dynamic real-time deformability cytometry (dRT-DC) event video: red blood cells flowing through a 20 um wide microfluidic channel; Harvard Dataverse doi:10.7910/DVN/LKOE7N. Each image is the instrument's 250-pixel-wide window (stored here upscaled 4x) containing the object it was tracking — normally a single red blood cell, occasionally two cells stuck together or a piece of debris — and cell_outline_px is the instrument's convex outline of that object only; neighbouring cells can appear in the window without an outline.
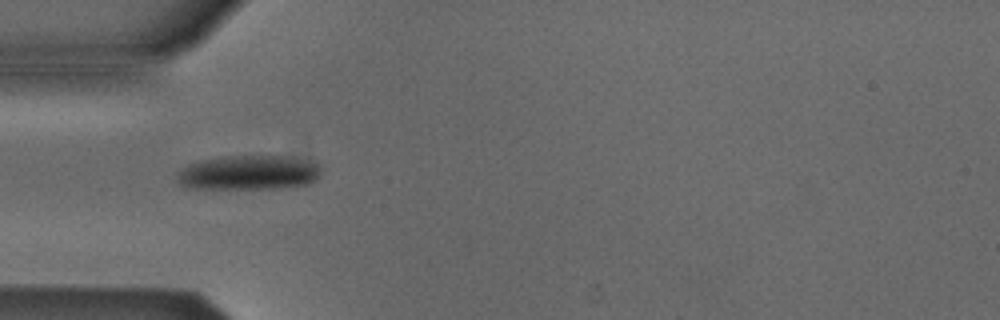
{"species": "Egyptian fruit bat (a non-hibernating species)", "species_latin": "Rousettus aegyptiacus", "temperature_condition": "cold", "stored_images_in_passage": 37, "camera_frame_rate_fps": 3000, "um_per_image_px": 0.085, "animal": {"sex": "male"}, "frame": {"image": 1, "passage_image": 1, "time_ms": 0.0, "image_size_px": [1000, 320], "cell_outline_px": [[320, 176], [308, 184], [276, 188], [184, 188], [176, 180], [176, 172], [188, 164], [220, 156], [280, 156], [320, 164]], "centroid_in_image_um": [21.06, 14.68], "position_along_channel_um": 63.9, "area_um2": 28.78}}
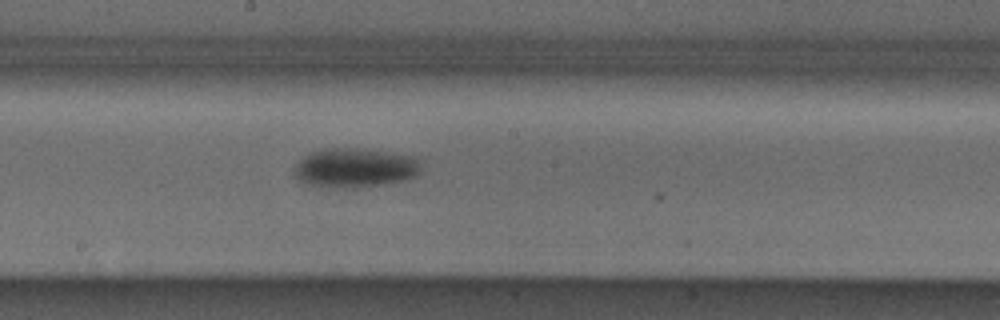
{"frame": {"image": 2, "passage_image": 13, "time_ms": 4.0, "image_size_px": [1000, 320], "cell_outline_px": [[420, 172], [416, 176], [408, 180], [388, 184], [356, 188], [344, 188], [308, 184], [300, 180], [296, 176], [296, 164], [304, 156], [312, 152], [328, 148], [352, 148], [416, 156], [420, 164]], "centroid_in_image_um": [30.24, 14.28], "position_along_channel_um": 218.0, "area_um2": 28.9}}
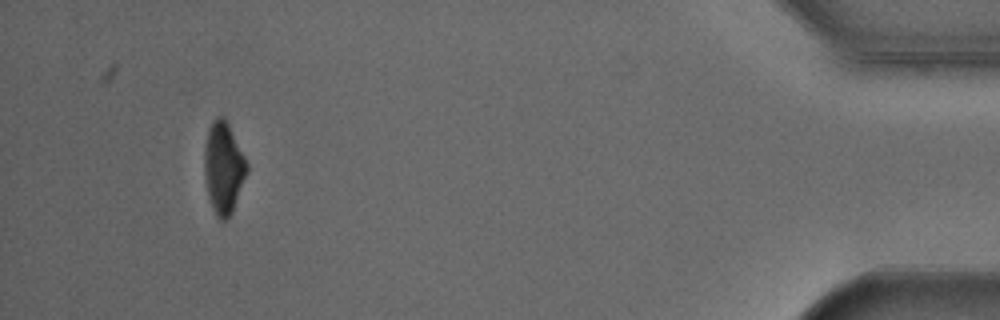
{"frame": {"image": 3, "passage_image": 34, "time_ms": 11.0, "image_size_px": [1000, 320], "cell_outline_px": [[248, 172], [232, 212], [228, 220], [220, 220], [216, 216], [212, 208], [208, 196], [204, 176], [204, 148], [208, 128], [212, 120], [216, 116], [224, 116], [248, 164]], "centroid_in_image_um": [18.98, 14.27], "position_along_channel_um": 416.2, "area_um2": 22.83}, "authors_computed_cell_mechanics": {"area_um2": 27.3394, "velocity_mm_per_s": 3.8798, "shape_relaxation_time_tau1_ms": 2.8818, "shape_relaxation_time_tau2_ms": null, "deformation_change_tau1": 0.1068, "deformation_change_tau2": null}}